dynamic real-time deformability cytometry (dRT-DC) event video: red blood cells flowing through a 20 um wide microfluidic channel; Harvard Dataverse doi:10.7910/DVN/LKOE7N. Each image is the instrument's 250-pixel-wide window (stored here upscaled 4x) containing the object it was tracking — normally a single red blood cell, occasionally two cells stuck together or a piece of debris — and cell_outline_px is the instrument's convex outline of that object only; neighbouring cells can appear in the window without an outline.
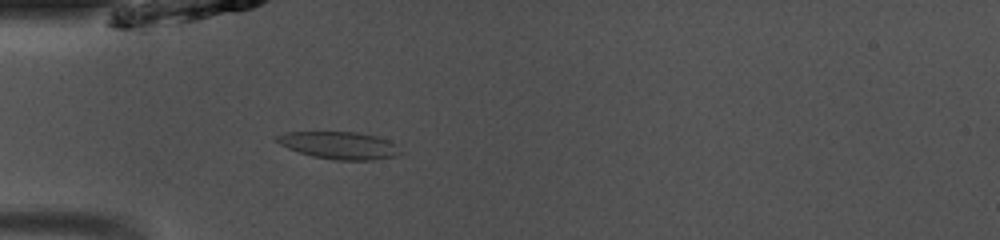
{"species": "common noctule bat (a hibernating species)", "species_latin": "Nyctalus noctula", "temperature_condition": "room temperature", "stored_images_in_passage": 44, "camera_frame_rate_fps": 3000, "um_per_image_px": 0.085, "animal": {"sex": "male", "body_mass_g": 13.0, "forearm_length_mm": 53.1}, "frame": {"image": 1, "passage_image": 10, "time_ms": 3.0, "image_size_px": [1000, 240], "cell_outline_px": [[404, 152], [396, 156], [372, 160], [336, 160], [312, 156], [288, 148], [280, 144], [276, 140], [276, 136], [284, 132], [356, 132], [376, 136], [388, 140], [396, 144]], "centroid_in_image_um": [28.88, 12.35], "position_along_channel_um": 56.1, "area_um2": 19.71}}
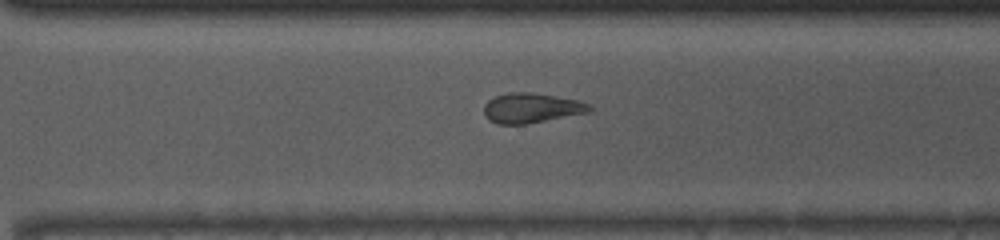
{"frame": {"image": 2, "passage_image": 30, "time_ms": 9.667, "image_size_px": [1000, 240], "cell_outline_px": [[592, 108], [588, 112], [524, 124], [496, 124], [488, 120], [484, 116], [484, 104], [488, 100], [496, 96], [508, 92], [532, 92], [576, 100], [588, 104]], "centroid_in_image_um": [45.09, 9.18], "position_along_channel_um": 325.5, "area_um2": 18.15}}
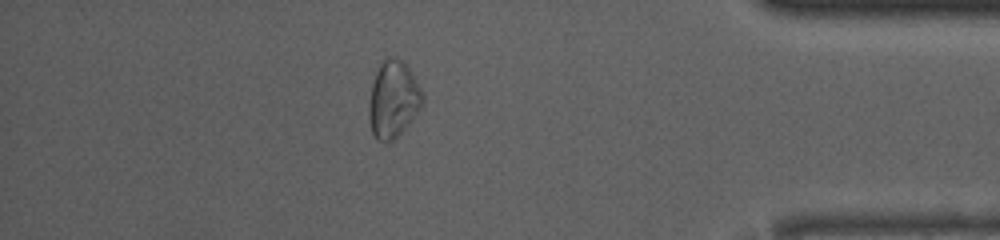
{"frame": {"image": 3, "passage_image": 38, "time_ms": 12.333, "image_size_px": [1000, 240], "cell_outline_px": [[424, 100], [420, 108], [408, 124], [392, 140], [376, 140], [372, 132], [368, 116], [368, 100], [372, 84], [376, 72], [384, 56], [392, 56], [404, 60], [408, 64], [424, 96]], "centroid_in_image_um": [33.41, 8.38], "position_along_channel_um": 401.8, "area_um2": 24.1}, "authors_computed_cell_mechanics": {"area_um2": 19.9699, "velocity_mm_per_s": 4.0954, "shape_relaxation_time_tau1_ms": null, "shape_relaxation_time_tau2_ms": 3.7599, "deformation_change_tau1": null, "deformation_change_tau2": 0.1226}}